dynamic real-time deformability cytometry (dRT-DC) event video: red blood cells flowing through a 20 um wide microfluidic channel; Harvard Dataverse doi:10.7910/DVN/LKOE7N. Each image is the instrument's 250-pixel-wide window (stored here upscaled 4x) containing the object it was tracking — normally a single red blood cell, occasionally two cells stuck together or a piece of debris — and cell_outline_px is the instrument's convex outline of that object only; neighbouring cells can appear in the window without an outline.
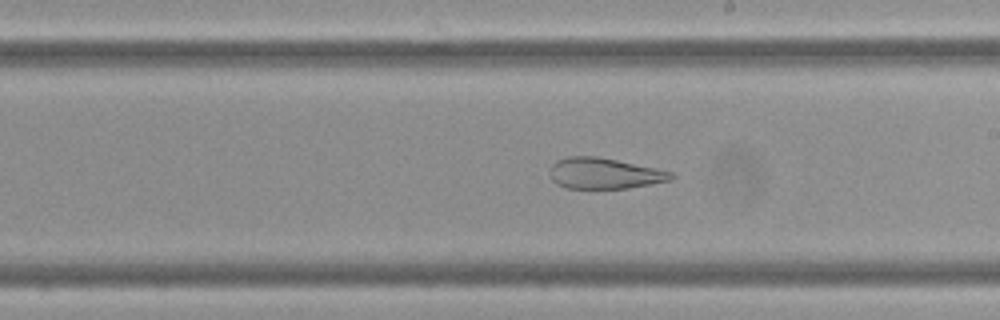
{"species": "Egyptian fruit bat (a non-hibernating species)", "species_latin": "Rousettus aegyptiacus", "temperature_condition": "cold", "stored_images_in_passage": 28, "camera_frame_rate_fps": 3000, "um_per_image_px": 0.085, "frame": {"image": 1, "passage_image": 13, "time_ms": 4.0, "image_size_px": [1000, 320], "cell_outline_px": [[676, 176], [672, 180], [652, 184], [628, 188], [568, 188], [556, 184], [552, 180], [552, 164], [556, 160], [568, 156], [596, 156], [676, 172]], "centroid_in_image_um": [51.43, 14.74], "position_along_channel_um": 237.6, "area_um2": 21.85}}